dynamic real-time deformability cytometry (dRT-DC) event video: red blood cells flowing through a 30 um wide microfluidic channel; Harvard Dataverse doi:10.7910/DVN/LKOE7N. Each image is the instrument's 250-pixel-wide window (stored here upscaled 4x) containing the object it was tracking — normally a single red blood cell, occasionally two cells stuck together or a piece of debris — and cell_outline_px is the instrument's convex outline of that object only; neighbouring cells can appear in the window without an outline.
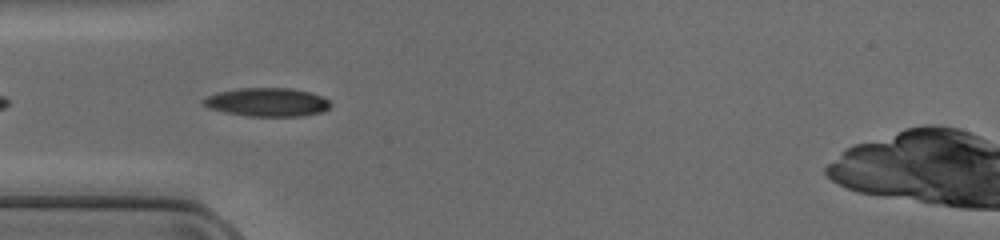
{"species": "common noctule bat (a hibernating species)", "species_latin": "Nyctalus noctula", "temperature_condition": "cold", "stored_images_in_passage": 36, "camera_frame_rate_fps": 3000, "um_per_image_px": 0.085, "animal": {"sex": "female", "body_mass_g": 17.0, "forearm_length_mm": 48.0}, "frame": {"image": 1, "passage_image": 3, "time_ms": 0.667, "image_size_px": [1000, 240], "cell_outline_px": [[332, 104], [324, 112], [300, 116], [248, 116], [224, 112], [208, 108], [200, 100], [208, 96], [220, 92], [240, 88], [292, 88], [312, 92], [324, 96]], "centroid_in_image_um": [22.76, 8.68], "position_along_channel_um": 62.2, "area_um2": 21.27}}
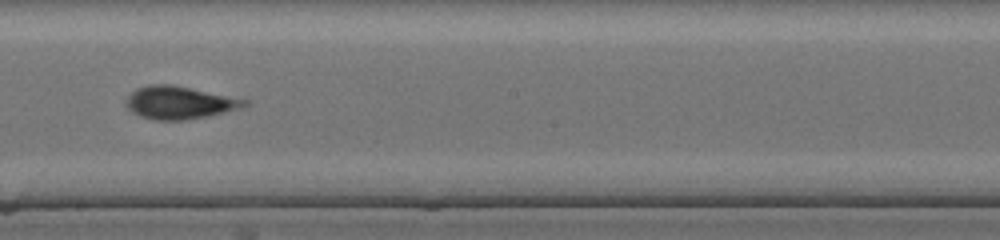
{"frame": {"image": 2, "passage_image": 15, "time_ms": 4.667, "image_size_px": [1000, 240], "cell_outline_px": [[248, 104], [244, 108], [208, 116], [188, 120], [152, 120], [140, 116], [128, 108], [124, 104], [128, 96], [132, 92], [140, 88], [152, 84], [172, 84], [248, 100]], "centroid_in_image_um": [15.27, 8.74], "position_along_channel_um": 232.9, "area_um2": 22.54}}
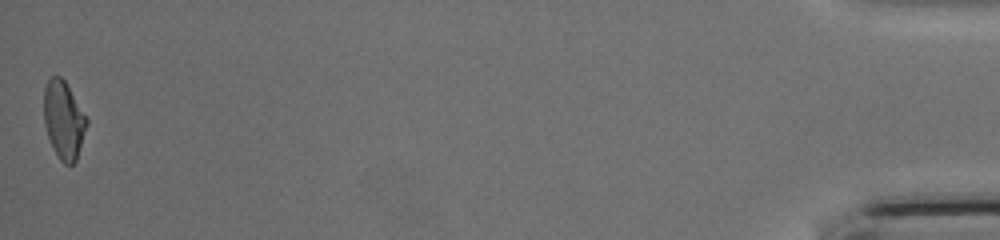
{"frame": {"image": 3, "passage_image": 36, "time_ms": 11.667, "image_size_px": [1000, 240], "cell_outline_px": [[88, 124], [76, 160], [72, 164], [64, 164], [60, 160], [52, 148], [44, 124], [44, 88], [48, 80], [52, 76], [60, 76], [64, 80], [88, 120]], "centroid_in_image_um": [5.4, 10.21], "position_along_channel_um": 429.8, "area_um2": 19.25}}